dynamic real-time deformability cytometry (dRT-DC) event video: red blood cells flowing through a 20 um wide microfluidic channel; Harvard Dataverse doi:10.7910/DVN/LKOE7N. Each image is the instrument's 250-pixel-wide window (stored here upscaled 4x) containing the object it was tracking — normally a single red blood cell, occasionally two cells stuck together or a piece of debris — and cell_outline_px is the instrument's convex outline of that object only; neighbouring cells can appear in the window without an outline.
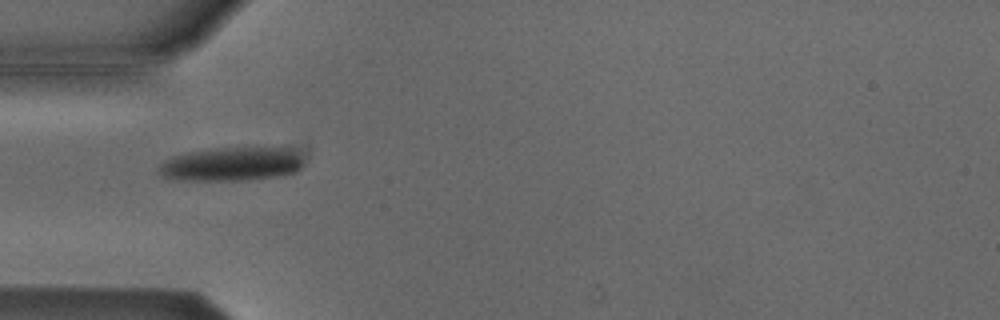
{"species": "Egyptian fruit bat (a non-hibernating species)", "species_latin": "Rousettus aegyptiacus", "temperature_condition": "cold", "stored_images_in_passage": 5, "camera_frame_rate_fps": 3000, "um_per_image_px": 0.085, "animal": {"sex": "male"}, "frame": {"image": 1, "passage_image": 3, "time_ms": 0.667, "image_size_px": [1000, 320], "cell_outline_px": [[300, 168], [296, 172], [276, 176], [240, 180], [176, 180], [164, 176], [156, 172], [156, 168], [164, 160], [172, 156], [188, 152], [212, 148], [300, 148]], "centroid_in_image_um": [19.64, 13.94], "position_along_channel_um": 65.4, "area_um2": 28.55}}
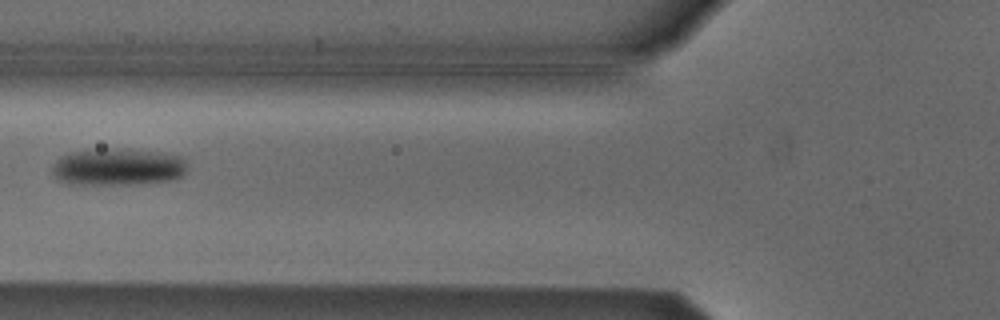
{"frame": {"image": 2, "passage_image": 4, "time_ms": 1.0, "image_size_px": [1000, 320], "cell_outline_px": [[184, 172], [180, 176], [172, 180], [136, 184], [68, 184], [56, 180], [52, 176], [52, 164], [60, 156], [72, 152], [88, 148], [116, 148], [160, 152], [180, 156], [184, 160]], "centroid_in_image_um": [9.91, 14.18], "position_along_channel_um": 115.9, "area_um2": 29.59}}
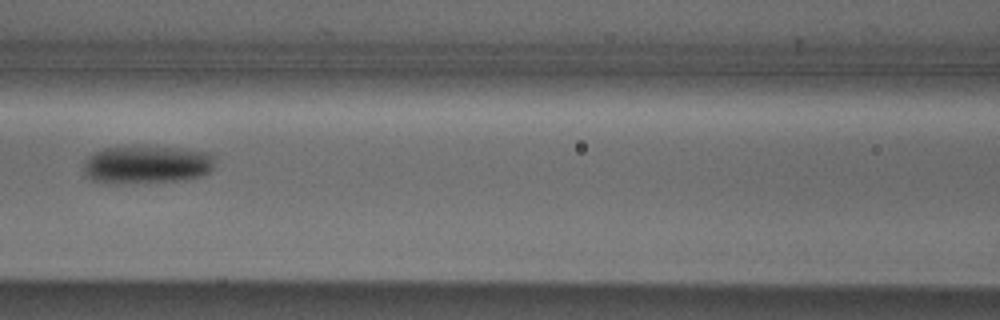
{"frame": {"image": 3, "passage_image": 5, "time_ms": 1.333, "image_size_px": [1000, 320], "cell_outline_px": [[212, 168], [208, 172], [200, 176], [184, 180], [116, 184], [92, 180], [84, 172], [84, 164], [88, 156], [104, 148], [132, 144], [144, 144], [184, 148], [212, 152]], "centroid_in_image_um": [12.46, 13.94], "position_along_channel_um": 154.1, "area_um2": 29.94}}